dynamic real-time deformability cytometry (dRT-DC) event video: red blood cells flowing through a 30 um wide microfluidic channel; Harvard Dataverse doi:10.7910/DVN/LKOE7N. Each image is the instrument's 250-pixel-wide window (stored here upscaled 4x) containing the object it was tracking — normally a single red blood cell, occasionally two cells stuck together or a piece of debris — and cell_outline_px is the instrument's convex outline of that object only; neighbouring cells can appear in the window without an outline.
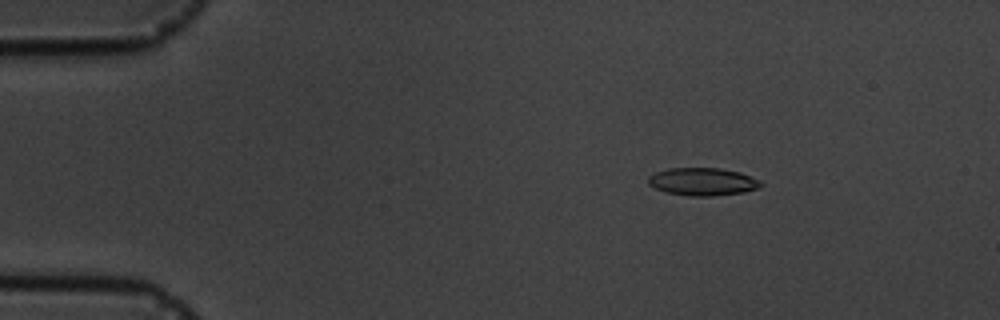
{"species": "common noctule bat (a hibernating species)", "species_latin": "Nyctalus noctula", "temperature_condition": "cold", "stored_images_in_passage": 3, "camera_frame_rate_fps": 3000, "um_per_image_px": 0.085, "animal": {"sex": "male", "body_mass_g": 19.5, "forearm_length_mm": 54.6}, "frame": {"image": 1, "passage_image": 1, "time_ms": 0.0, "image_size_px": [1000, 320], "cell_outline_px": [[764, 184], [756, 188], [744, 192], [712, 196], [688, 196], [664, 192], [648, 184], [648, 176], [656, 172], [668, 168], [720, 168], [740, 172], [760, 180]], "centroid_in_image_um": [59.71, 15.44], "position_along_channel_um": 25.3, "area_um2": 18.26}}